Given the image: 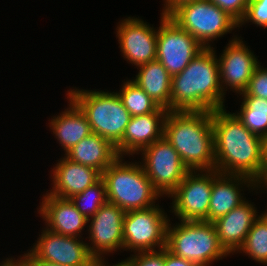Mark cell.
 I'll list each match as a JSON object with an SVG mask.
<instances>
[{
	"mask_svg": "<svg viewBox=\"0 0 267 266\" xmlns=\"http://www.w3.org/2000/svg\"><path fill=\"white\" fill-rule=\"evenodd\" d=\"M123 158L118 157L102 173L107 201L125 212L155 206L156 200L162 196L146 176L141 163H127Z\"/></svg>",
	"mask_w": 267,
	"mask_h": 266,
	"instance_id": "4",
	"label": "cell"
},
{
	"mask_svg": "<svg viewBox=\"0 0 267 266\" xmlns=\"http://www.w3.org/2000/svg\"><path fill=\"white\" fill-rule=\"evenodd\" d=\"M69 107L51 118L49 124L53 135L63 147L65 154L83 138L92 133L86 115L67 97Z\"/></svg>",
	"mask_w": 267,
	"mask_h": 266,
	"instance_id": "21",
	"label": "cell"
},
{
	"mask_svg": "<svg viewBox=\"0 0 267 266\" xmlns=\"http://www.w3.org/2000/svg\"><path fill=\"white\" fill-rule=\"evenodd\" d=\"M0 266H19L12 258H6L0 263Z\"/></svg>",
	"mask_w": 267,
	"mask_h": 266,
	"instance_id": "38",
	"label": "cell"
},
{
	"mask_svg": "<svg viewBox=\"0 0 267 266\" xmlns=\"http://www.w3.org/2000/svg\"><path fill=\"white\" fill-rule=\"evenodd\" d=\"M163 136L189 171L215 169L212 112L169 111Z\"/></svg>",
	"mask_w": 267,
	"mask_h": 266,
	"instance_id": "3",
	"label": "cell"
},
{
	"mask_svg": "<svg viewBox=\"0 0 267 266\" xmlns=\"http://www.w3.org/2000/svg\"><path fill=\"white\" fill-rule=\"evenodd\" d=\"M156 60L171 76L183 71L204 47L168 15L161 12Z\"/></svg>",
	"mask_w": 267,
	"mask_h": 266,
	"instance_id": "10",
	"label": "cell"
},
{
	"mask_svg": "<svg viewBox=\"0 0 267 266\" xmlns=\"http://www.w3.org/2000/svg\"><path fill=\"white\" fill-rule=\"evenodd\" d=\"M70 98L86 115L92 133L116 146L123 138L131 115L116 92L70 89Z\"/></svg>",
	"mask_w": 267,
	"mask_h": 266,
	"instance_id": "5",
	"label": "cell"
},
{
	"mask_svg": "<svg viewBox=\"0 0 267 266\" xmlns=\"http://www.w3.org/2000/svg\"><path fill=\"white\" fill-rule=\"evenodd\" d=\"M239 95L267 99V68L259 64L254 70L246 90Z\"/></svg>",
	"mask_w": 267,
	"mask_h": 266,
	"instance_id": "29",
	"label": "cell"
},
{
	"mask_svg": "<svg viewBox=\"0 0 267 266\" xmlns=\"http://www.w3.org/2000/svg\"><path fill=\"white\" fill-rule=\"evenodd\" d=\"M248 190L256 189V182L244 175L222 174L213 169V185L211 200L208 209V222H213L218 218L225 216L235 207L246 200L241 193L242 186ZM242 188V190H241Z\"/></svg>",
	"mask_w": 267,
	"mask_h": 266,
	"instance_id": "17",
	"label": "cell"
},
{
	"mask_svg": "<svg viewBox=\"0 0 267 266\" xmlns=\"http://www.w3.org/2000/svg\"><path fill=\"white\" fill-rule=\"evenodd\" d=\"M228 13L239 24L245 17L250 0H209Z\"/></svg>",
	"mask_w": 267,
	"mask_h": 266,
	"instance_id": "30",
	"label": "cell"
},
{
	"mask_svg": "<svg viewBox=\"0 0 267 266\" xmlns=\"http://www.w3.org/2000/svg\"><path fill=\"white\" fill-rule=\"evenodd\" d=\"M64 155L73 162L98 170L101 174L119 157L115 146L95 133L83 138Z\"/></svg>",
	"mask_w": 267,
	"mask_h": 266,
	"instance_id": "22",
	"label": "cell"
},
{
	"mask_svg": "<svg viewBox=\"0 0 267 266\" xmlns=\"http://www.w3.org/2000/svg\"><path fill=\"white\" fill-rule=\"evenodd\" d=\"M252 22L259 27L267 28V7H248L245 17L239 26Z\"/></svg>",
	"mask_w": 267,
	"mask_h": 266,
	"instance_id": "31",
	"label": "cell"
},
{
	"mask_svg": "<svg viewBox=\"0 0 267 266\" xmlns=\"http://www.w3.org/2000/svg\"><path fill=\"white\" fill-rule=\"evenodd\" d=\"M91 266H126L123 261L118 262L117 264L113 265H108L106 264V261L104 260H96Z\"/></svg>",
	"mask_w": 267,
	"mask_h": 266,
	"instance_id": "37",
	"label": "cell"
},
{
	"mask_svg": "<svg viewBox=\"0 0 267 266\" xmlns=\"http://www.w3.org/2000/svg\"><path fill=\"white\" fill-rule=\"evenodd\" d=\"M132 79L161 108L171 111V75L157 60L138 67Z\"/></svg>",
	"mask_w": 267,
	"mask_h": 266,
	"instance_id": "23",
	"label": "cell"
},
{
	"mask_svg": "<svg viewBox=\"0 0 267 266\" xmlns=\"http://www.w3.org/2000/svg\"><path fill=\"white\" fill-rule=\"evenodd\" d=\"M168 112L160 108L146 115L132 116L122 140L115 146L119 157L138 155L144 148L161 139Z\"/></svg>",
	"mask_w": 267,
	"mask_h": 266,
	"instance_id": "16",
	"label": "cell"
},
{
	"mask_svg": "<svg viewBox=\"0 0 267 266\" xmlns=\"http://www.w3.org/2000/svg\"><path fill=\"white\" fill-rule=\"evenodd\" d=\"M264 212L262 214L267 218V211H264Z\"/></svg>",
	"mask_w": 267,
	"mask_h": 266,
	"instance_id": "40",
	"label": "cell"
},
{
	"mask_svg": "<svg viewBox=\"0 0 267 266\" xmlns=\"http://www.w3.org/2000/svg\"><path fill=\"white\" fill-rule=\"evenodd\" d=\"M215 48H204L180 73L171 77V111L225 108Z\"/></svg>",
	"mask_w": 267,
	"mask_h": 266,
	"instance_id": "2",
	"label": "cell"
},
{
	"mask_svg": "<svg viewBox=\"0 0 267 266\" xmlns=\"http://www.w3.org/2000/svg\"><path fill=\"white\" fill-rule=\"evenodd\" d=\"M42 199L38 213L45 221V226L47 225L45 228L65 236L83 237L81 232L86 228L88 219L78 211L70 199L47 193Z\"/></svg>",
	"mask_w": 267,
	"mask_h": 266,
	"instance_id": "18",
	"label": "cell"
},
{
	"mask_svg": "<svg viewBox=\"0 0 267 266\" xmlns=\"http://www.w3.org/2000/svg\"><path fill=\"white\" fill-rule=\"evenodd\" d=\"M166 249L173 255L210 266L229 254L221 246L215 226L206 221H182L167 226Z\"/></svg>",
	"mask_w": 267,
	"mask_h": 266,
	"instance_id": "6",
	"label": "cell"
},
{
	"mask_svg": "<svg viewBox=\"0 0 267 266\" xmlns=\"http://www.w3.org/2000/svg\"><path fill=\"white\" fill-rule=\"evenodd\" d=\"M249 202L245 200L225 216L212 222L221 246L229 255L237 254V251L244 244L249 230L259 217L254 203Z\"/></svg>",
	"mask_w": 267,
	"mask_h": 266,
	"instance_id": "20",
	"label": "cell"
},
{
	"mask_svg": "<svg viewBox=\"0 0 267 266\" xmlns=\"http://www.w3.org/2000/svg\"><path fill=\"white\" fill-rule=\"evenodd\" d=\"M51 172L53 186L47 194L64 199L85 191L102 178L98 170L73 162L66 156L58 160Z\"/></svg>",
	"mask_w": 267,
	"mask_h": 266,
	"instance_id": "19",
	"label": "cell"
},
{
	"mask_svg": "<svg viewBox=\"0 0 267 266\" xmlns=\"http://www.w3.org/2000/svg\"><path fill=\"white\" fill-rule=\"evenodd\" d=\"M168 16L193 36L204 48L239 27L228 13L209 0H191L176 6ZM213 40V41H212ZM210 41V42H209Z\"/></svg>",
	"mask_w": 267,
	"mask_h": 266,
	"instance_id": "7",
	"label": "cell"
},
{
	"mask_svg": "<svg viewBox=\"0 0 267 266\" xmlns=\"http://www.w3.org/2000/svg\"><path fill=\"white\" fill-rule=\"evenodd\" d=\"M212 185L213 170L189 171L186 174L168 196L172 198L171 211L179 221L208 222Z\"/></svg>",
	"mask_w": 267,
	"mask_h": 266,
	"instance_id": "11",
	"label": "cell"
},
{
	"mask_svg": "<svg viewBox=\"0 0 267 266\" xmlns=\"http://www.w3.org/2000/svg\"><path fill=\"white\" fill-rule=\"evenodd\" d=\"M116 93L131 116L146 115L161 108L133 80L124 81L121 89Z\"/></svg>",
	"mask_w": 267,
	"mask_h": 266,
	"instance_id": "25",
	"label": "cell"
},
{
	"mask_svg": "<svg viewBox=\"0 0 267 266\" xmlns=\"http://www.w3.org/2000/svg\"><path fill=\"white\" fill-rule=\"evenodd\" d=\"M116 30L120 52L127 62L138 68L156 60L158 28L151 27L139 16H129L121 19Z\"/></svg>",
	"mask_w": 267,
	"mask_h": 266,
	"instance_id": "14",
	"label": "cell"
},
{
	"mask_svg": "<svg viewBox=\"0 0 267 266\" xmlns=\"http://www.w3.org/2000/svg\"><path fill=\"white\" fill-rule=\"evenodd\" d=\"M164 266H199V265L194 262L188 261L186 259L177 257L165 248Z\"/></svg>",
	"mask_w": 267,
	"mask_h": 266,
	"instance_id": "33",
	"label": "cell"
},
{
	"mask_svg": "<svg viewBox=\"0 0 267 266\" xmlns=\"http://www.w3.org/2000/svg\"><path fill=\"white\" fill-rule=\"evenodd\" d=\"M39 236L37 243L28 251L35 259L62 266H91L96 261L88 250L87 242L81 238L57 234L47 228Z\"/></svg>",
	"mask_w": 267,
	"mask_h": 266,
	"instance_id": "12",
	"label": "cell"
},
{
	"mask_svg": "<svg viewBox=\"0 0 267 266\" xmlns=\"http://www.w3.org/2000/svg\"><path fill=\"white\" fill-rule=\"evenodd\" d=\"M165 248L156 251H141L123 260L126 266H164Z\"/></svg>",
	"mask_w": 267,
	"mask_h": 266,
	"instance_id": "28",
	"label": "cell"
},
{
	"mask_svg": "<svg viewBox=\"0 0 267 266\" xmlns=\"http://www.w3.org/2000/svg\"><path fill=\"white\" fill-rule=\"evenodd\" d=\"M215 169L257 182L264 168L265 141L225 108L212 111Z\"/></svg>",
	"mask_w": 267,
	"mask_h": 266,
	"instance_id": "1",
	"label": "cell"
},
{
	"mask_svg": "<svg viewBox=\"0 0 267 266\" xmlns=\"http://www.w3.org/2000/svg\"><path fill=\"white\" fill-rule=\"evenodd\" d=\"M240 37L235 35L227 44L221 56L217 58L219 64L220 83L223 94L227 88L238 94L243 93L256 67L261 64L254 52L248 49ZM226 86V87H225ZM226 89V90H225Z\"/></svg>",
	"mask_w": 267,
	"mask_h": 266,
	"instance_id": "15",
	"label": "cell"
},
{
	"mask_svg": "<svg viewBox=\"0 0 267 266\" xmlns=\"http://www.w3.org/2000/svg\"><path fill=\"white\" fill-rule=\"evenodd\" d=\"M140 163L161 196H169L182 182L189 169L163 136L141 151Z\"/></svg>",
	"mask_w": 267,
	"mask_h": 266,
	"instance_id": "9",
	"label": "cell"
},
{
	"mask_svg": "<svg viewBox=\"0 0 267 266\" xmlns=\"http://www.w3.org/2000/svg\"><path fill=\"white\" fill-rule=\"evenodd\" d=\"M124 215L123 209L107 201L94 216L88 219L90 225L87 226L89 227L87 238L90 243H87V247L96 260H104V254L123 250Z\"/></svg>",
	"mask_w": 267,
	"mask_h": 266,
	"instance_id": "13",
	"label": "cell"
},
{
	"mask_svg": "<svg viewBox=\"0 0 267 266\" xmlns=\"http://www.w3.org/2000/svg\"><path fill=\"white\" fill-rule=\"evenodd\" d=\"M262 189L263 188H267V179H259L257 182H256V189L259 190V189ZM267 211V209H266Z\"/></svg>",
	"mask_w": 267,
	"mask_h": 266,
	"instance_id": "39",
	"label": "cell"
},
{
	"mask_svg": "<svg viewBox=\"0 0 267 266\" xmlns=\"http://www.w3.org/2000/svg\"><path fill=\"white\" fill-rule=\"evenodd\" d=\"M248 7H267V0H250Z\"/></svg>",
	"mask_w": 267,
	"mask_h": 266,
	"instance_id": "36",
	"label": "cell"
},
{
	"mask_svg": "<svg viewBox=\"0 0 267 266\" xmlns=\"http://www.w3.org/2000/svg\"><path fill=\"white\" fill-rule=\"evenodd\" d=\"M260 179H267V139L265 140L264 168Z\"/></svg>",
	"mask_w": 267,
	"mask_h": 266,
	"instance_id": "35",
	"label": "cell"
},
{
	"mask_svg": "<svg viewBox=\"0 0 267 266\" xmlns=\"http://www.w3.org/2000/svg\"><path fill=\"white\" fill-rule=\"evenodd\" d=\"M69 199L82 215L87 219L91 218L107 202L104 180L101 178L85 191Z\"/></svg>",
	"mask_w": 267,
	"mask_h": 266,
	"instance_id": "27",
	"label": "cell"
},
{
	"mask_svg": "<svg viewBox=\"0 0 267 266\" xmlns=\"http://www.w3.org/2000/svg\"><path fill=\"white\" fill-rule=\"evenodd\" d=\"M19 266H62L60 264H55L47 262L44 260L35 259L29 252L24 253L22 256L15 258L11 257Z\"/></svg>",
	"mask_w": 267,
	"mask_h": 266,
	"instance_id": "32",
	"label": "cell"
},
{
	"mask_svg": "<svg viewBox=\"0 0 267 266\" xmlns=\"http://www.w3.org/2000/svg\"><path fill=\"white\" fill-rule=\"evenodd\" d=\"M245 253L257 263L267 265V218L261 213L237 253Z\"/></svg>",
	"mask_w": 267,
	"mask_h": 266,
	"instance_id": "26",
	"label": "cell"
},
{
	"mask_svg": "<svg viewBox=\"0 0 267 266\" xmlns=\"http://www.w3.org/2000/svg\"><path fill=\"white\" fill-rule=\"evenodd\" d=\"M160 207L158 203L147 209L125 212L123 251L135 253L166 248L169 217Z\"/></svg>",
	"mask_w": 267,
	"mask_h": 266,
	"instance_id": "8",
	"label": "cell"
},
{
	"mask_svg": "<svg viewBox=\"0 0 267 266\" xmlns=\"http://www.w3.org/2000/svg\"><path fill=\"white\" fill-rule=\"evenodd\" d=\"M163 1H164V7L162 13L168 15L179 4L191 0H163Z\"/></svg>",
	"mask_w": 267,
	"mask_h": 266,
	"instance_id": "34",
	"label": "cell"
},
{
	"mask_svg": "<svg viewBox=\"0 0 267 266\" xmlns=\"http://www.w3.org/2000/svg\"><path fill=\"white\" fill-rule=\"evenodd\" d=\"M240 111L234 113L243 125L264 141L267 139V99L242 96Z\"/></svg>",
	"mask_w": 267,
	"mask_h": 266,
	"instance_id": "24",
	"label": "cell"
}]
</instances>
